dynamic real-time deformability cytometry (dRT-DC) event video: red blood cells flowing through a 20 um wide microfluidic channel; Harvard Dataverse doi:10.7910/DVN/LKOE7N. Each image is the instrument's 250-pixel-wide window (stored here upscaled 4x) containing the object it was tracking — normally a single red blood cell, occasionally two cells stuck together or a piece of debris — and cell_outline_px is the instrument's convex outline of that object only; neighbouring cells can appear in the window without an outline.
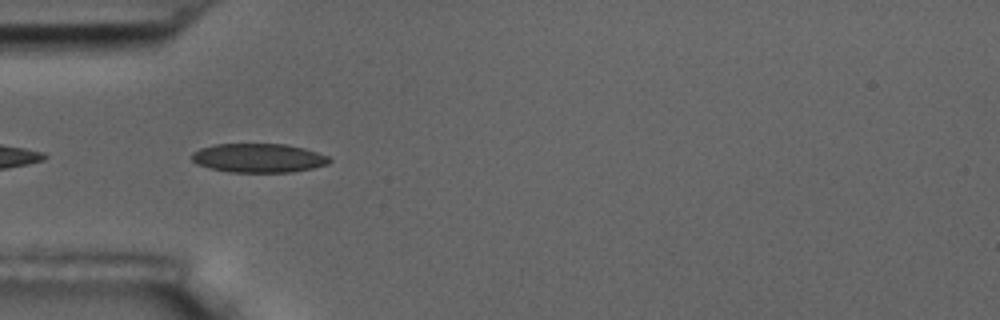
{"species": "common noctule bat (a hibernating species)", "species_latin": "Nyctalus noctula", "temperature_condition": "room temperature", "stored_images_in_passage": 5, "camera_frame_rate_fps": 3000, "um_per_image_px": 0.085, "animal": {"sex": "male", "body_mass_g": 17.5, "forearm_length_mm": 52.3}, "frame": {"image": 1, "passage_image": 4, "time_ms": 4.333, "image_size_px": [1000, 320], "cell_outline_px": [[332, 160], [328, 164], [312, 168], [292, 172], [228, 172], [196, 164], [192, 160], [192, 152], [200, 148], [216, 144], [288, 144], [304, 148], [328, 156]], "centroid_in_image_um": [21.98, 13.43], "position_along_channel_um": 63.0, "area_um2": 23.24}}